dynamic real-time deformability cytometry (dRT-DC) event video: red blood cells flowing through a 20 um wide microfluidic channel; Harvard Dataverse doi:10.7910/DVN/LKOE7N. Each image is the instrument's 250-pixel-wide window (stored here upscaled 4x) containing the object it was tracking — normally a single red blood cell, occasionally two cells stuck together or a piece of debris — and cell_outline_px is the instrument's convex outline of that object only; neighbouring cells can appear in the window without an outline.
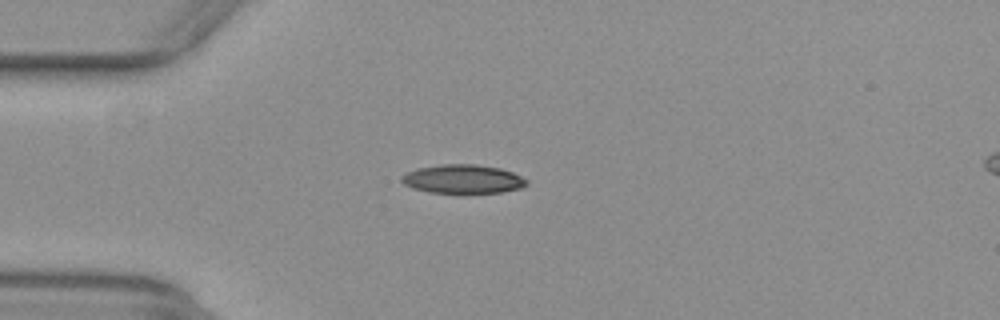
{"species": "common noctule bat (a hibernating species)", "species_latin": "Nyctalus noctula", "temperature_condition": "warm", "stored_images_in_passage": 23, "camera_frame_rate_fps": 3000, "um_per_image_px": 0.085, "animal": {"sex": "female", "body_mass_g": 29.2, "forearm_length_mm": 56.3}, "frame": {"image": 1, "passage_image": 4, "time_ms": 1.0, "image_size_px": [1000, 320], "cell_outline_px": [[528, 184], [520, 188], [504, 192], [460, 196], [428, 192], [412, 188], [404, 184], [400, 180], [400, 176], [416, 168], [440, 164], [476, 164], [500, 168], [512, 172], [528, 180]], "centroid_in_image_um": [39.33, 15.27], "position_along_channel_um": 45.7, "area_um2": 22.02}}
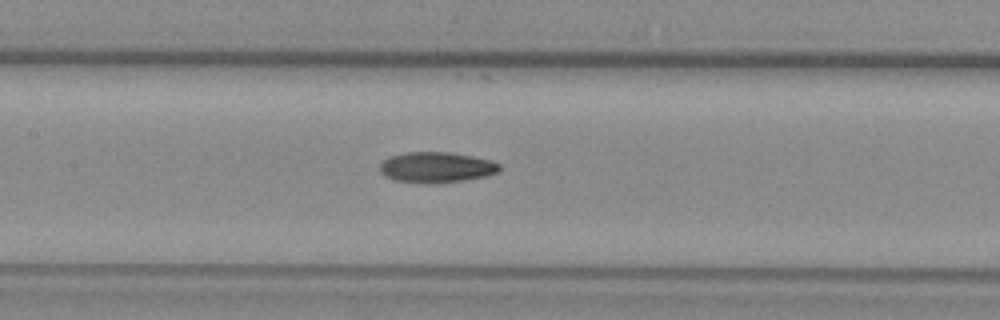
{"frame": {"image": 2, "passage_image": 15, "time_ms": 4.667, "image_size_px": [1000, 320], "cell_outline_px": [[500, 168], [496, 172], [484, 176], [464, 180], [432, 184], [424, 184], [392, 180], [384, 176], [380, 172], [380, 164], [384, 160], [392, 156], [408, 152], [448, 152], [472, 156], [488, 160], [500, 164]], "centroid_in_image_um": [37.04, 14.24], "position_along_channel_um": 170.4, "area_um2": 21.27}}
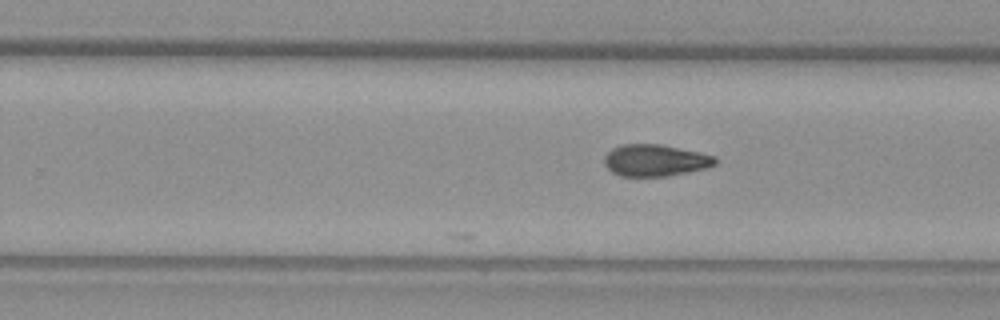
{"frame": {"image": 3, "passage_image": 23, "time_ms": 7.333, "image_size_px": [1000, 320], "cell_outline_px": [[716, 164], [704, 168], [668, 176], [620, 176], [612, 172], [604, 164], [604, 156], [612, 148], [620, 144], [660, 144], [700, 152], [716, 156]], "centroid_in_image_um": [55.67, 13.62], "position_along_channel_um": 274.1, "area_um2": 20.52}}